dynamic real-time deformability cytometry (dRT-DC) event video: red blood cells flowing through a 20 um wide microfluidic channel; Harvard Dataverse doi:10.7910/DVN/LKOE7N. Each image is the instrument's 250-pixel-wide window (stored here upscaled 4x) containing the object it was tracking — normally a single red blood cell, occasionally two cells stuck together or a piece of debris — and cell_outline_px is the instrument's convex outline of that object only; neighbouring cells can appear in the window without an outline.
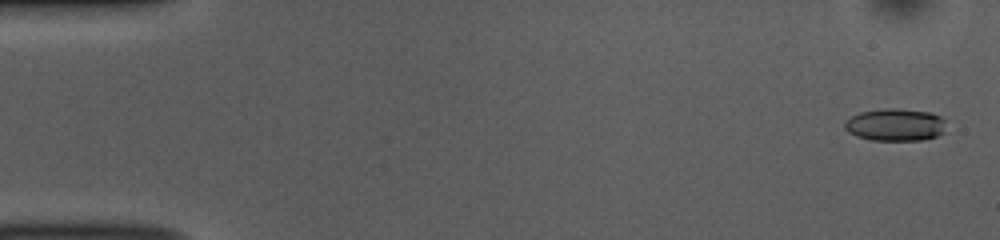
{"species": "common noctule bat (a hibernating species)", "species_latin": "Nyctalus noctula", "temperature_condition": "room temperature", "stored_images_in_passage": 52, "camera_frame_rate_fps": 3000, "um_per_image_px": 0.085, "animal": {"sex": "female", "body_mass_g": 10.0, "forearm_length_mm": 53.1}, "frame": {"image": 1, "passage_image": 2, "time_ms": 0.333, "image_size_px": [1000, 240], "cell_outline_px": [[944, 132], [936, 136], [920, 140], [872, 140], [856, 136], [848, 132], [844, 128], [844, 120], [860, 112], [884, 108], [900, 108], [932, 112], [940, 116], [944, 120]], "centroid_in_image_um": [76.08, 10.59], "position_along_channel_um": 8.9, "area_um2": 19.31}}
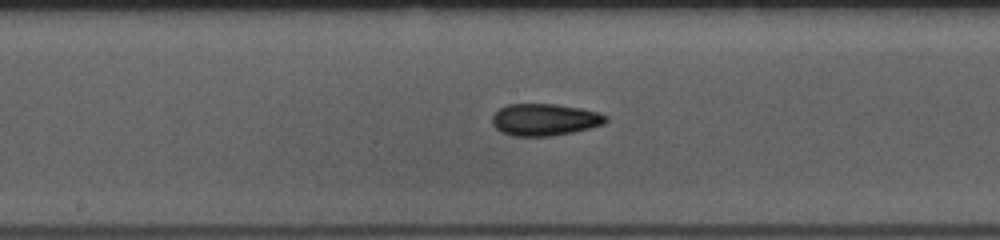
{"frame": {"image": 2, "passage_image": 27, "time_ms": 8.667, "image_size_px": [1000, 240], "cell_outline_px": [[608, 120], [604, 124], [572, 132], [548, 136], [512, 136], [500, 132], [492, 124], [492, 116], [500, 108], [508, 104], [556, 104], [580, 108], [600, 112], [608, 116]], "centroid_in_image_um": [46.3, 10.17], "position_along_channel_um": 201.9, "area_um2": 21.21}}
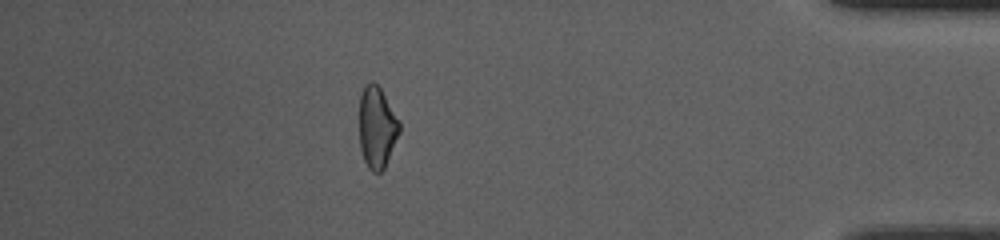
{"frame": {"image": 3, "passage_image": 46, "time_ms": 15.0, "image_size_px": [1000, 240], "cell_outline_px": [[400, 132], [384, 168], [380, 172], [372, 172], [368, 168], [364, 160], [360, 148], [360, 96], [364, 84], [372, 80], [380, 88], [400, 120]], "centroid_in_image_um": [32.04, 10.81], "position_along_channel_um": 403.2, "area_um2": 19.07}, "authors_computed_cell_mechanics": {"area_um2": 19.8254, "velocity_mm_per_s": 3.8641, "shape_relaxation_time_tau1_ms": 9.2563, "shape_relaxation_time_tau2_ms": 3.5153, "deformation_change_tau1": 0.1935, "deformation_change_tau2": 0.103}}